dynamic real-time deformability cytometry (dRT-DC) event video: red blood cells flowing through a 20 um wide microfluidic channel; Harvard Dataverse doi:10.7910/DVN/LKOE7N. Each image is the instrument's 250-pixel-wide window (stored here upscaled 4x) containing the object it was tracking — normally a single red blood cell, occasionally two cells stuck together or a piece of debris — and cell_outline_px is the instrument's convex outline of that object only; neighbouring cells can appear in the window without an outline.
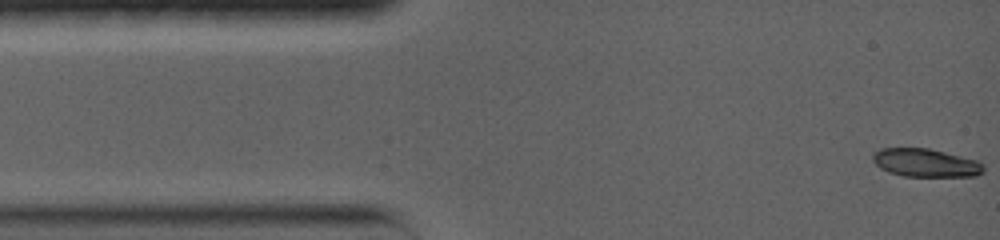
{"species": "common noctule bat (a hibernating species)", "species_latin": "Nyctalus noctula", "temperature_condition": "warm", "stored_images_in_passage": 47, "camera_frame_rate_fps": 5000, "um_per_image_px": 0.085, "animal": {"sex": "female", "body_mass_g": 19.0, "forearm_length_mm": 56.7}, "frame": {"image": 1, "passage_image": 1, "time_ms": 0.0, "image_size_px": [1000, 240], "cell_outline_px": [[984, 172], [976, 176], [904, 176], [888, 172], [880, 168], [872, 160], [872, 156], [880, 148], [928, 148], [976, 160], [984, 164]], "centroid_in_image_um": [78.68, 13.84], "position_along_channel_um": 6.3, "area_um2": 18.15}}
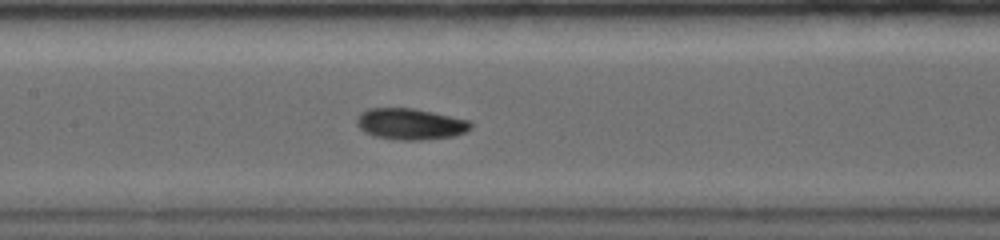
{"frame": {"image": 2, "passage_image": 20, "time_ms": 6.6, "image_size_px": [1000, 240], "cell_outline_px": [[472, 128], [464, 132], [452, 136], [420, 140], [396, 140], [376, 136], [364, 132], [356, 124], [356, 116], [360, 112], [368, 108], [412, 108], [472, 120]], "centroid_in_image_um": [34.86, 10.53], "position_along_channel_um": 172.5, "area_um2": 20.87}}
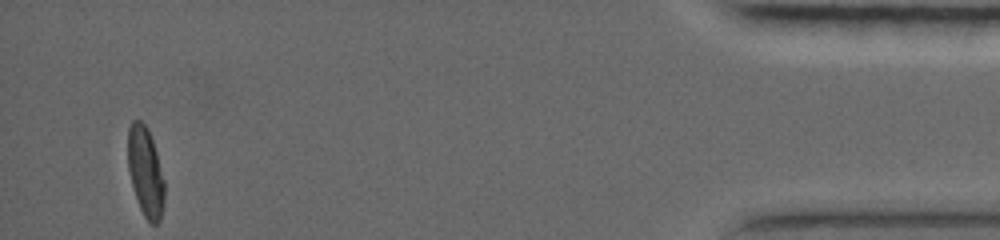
{"frame": {"image": 3, "passage_image": 47, "time_ms": 16.0, "image_size_px": [1000, 240], "cell_outline_px": [[164, 200], [160, 220], [156, 224], [152, 224], [144, 216], [140, 208], [132, 184], [128, 168], [128, 128], [132, 120], [140, 120], [148, 128], [156, 152], [164, 180]], "centroid_in_image_um": [12.36, 14.59], "position_along_channel_um": 422.8, "area_um2": 18.84}, "authors_computed_cell_mechanics": {"area_um2": 19.3052, "velocity_mm_per_s": 3.7125, "shape_relaxation_time_tau1_ms": 4.7306, "shape_relaxation_time_tau2_ms": 2.892, "deformation_change_tau1": 0.1868, "deformation_change_tau2": 0.0526}}